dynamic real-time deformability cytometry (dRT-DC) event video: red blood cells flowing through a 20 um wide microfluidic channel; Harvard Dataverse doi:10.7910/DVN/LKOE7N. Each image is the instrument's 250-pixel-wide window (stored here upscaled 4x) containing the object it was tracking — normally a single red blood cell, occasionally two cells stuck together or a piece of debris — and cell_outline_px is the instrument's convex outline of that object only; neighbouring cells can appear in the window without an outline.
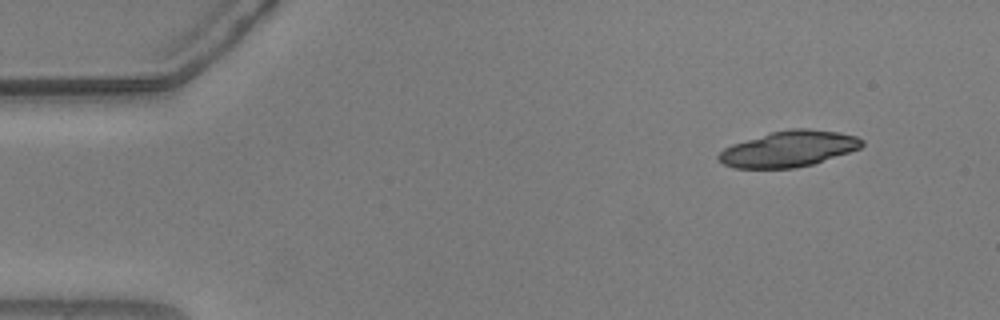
{"species": "common noctule bat (a hibernating species)", "species_latin": "Nyctalus noctula", "temperature_condition": "warm", "stored_images_in_passage": 51, "segment_of_instrument_passage": [1, 2], "camera_frame_rate_fps": 3000, "um_per_image_px": 0.085, "animal": {"sex": "male", "body_mass_g": 20.5, "forearm_length_mm": 52.5}, "frame": {"image": 1, "passage_image": 1, "time_ms": 0.0, "image_size_px": [1000, 320], "cell_outline_px": [[864, 144], [860, 148], [812, 164], [796, 168], [736, 168], [724, 164], [716, 156], [724, 148], [732, 144], [772, 132], [792, 128], [808, 128], [840, 132], [856, 136], [864, 140]], "centroid_in_image_um": [67.06, 12.65], "position_along_channel_um": 17.9, "area_um2": 29.77}}